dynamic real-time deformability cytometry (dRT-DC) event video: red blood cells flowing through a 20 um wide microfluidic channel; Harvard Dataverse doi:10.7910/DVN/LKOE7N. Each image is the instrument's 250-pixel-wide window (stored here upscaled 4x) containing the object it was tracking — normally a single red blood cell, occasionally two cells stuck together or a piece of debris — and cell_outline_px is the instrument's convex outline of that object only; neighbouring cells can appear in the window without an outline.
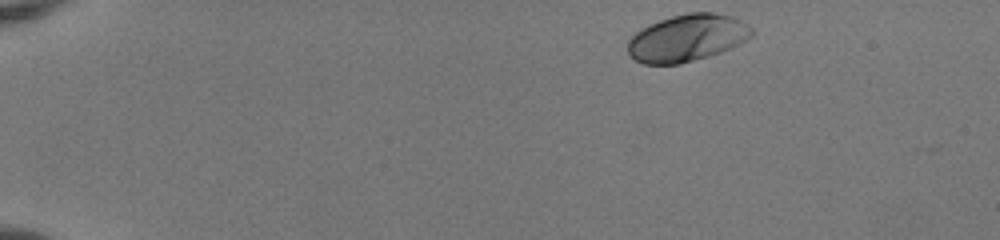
{"species": "human", "species_latin": "Homo sapiens", "temperature_condition": "room temperature", "stored_images_in_passage": 45, "camera_frame_rate_fps": 3000, "um_per_image_px": 0.085, "donor": {"sex": "female"}, "frame": {"image": 1, "passage_image": 1, "time_ms": 0.0, "image_size_px": [1000, 240], "cell_outline_px": [[756, 32], [752, 36], [720, 52], [708, 56], [680, 64], [644, 64], [628, 56], [628, 40], [636, 32], [660, 20], [672, 16], [688, 12], [712, 12], [732, 16], [752, 28]], "centroid_in_image_um": [58.39, 3.23], "position_along_channel_um": 26.6, "area_um2": 33.64}}
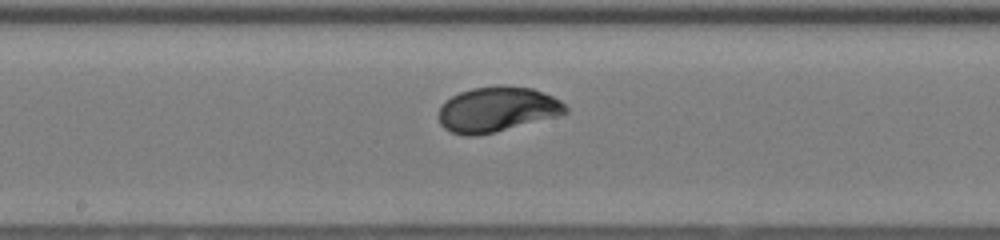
{"frame": {"image": 2, "passage_image": 23, "time_ms": 7.333, "image_size_px": [1000, 240], "cell_outline_px": [[568, 112], [556, 116], [496, 132], [476, 136], [464, 136], [452, 132], [444, 128], [440, 124], [440, 104], [444, 100], [460, 92], [472, 88], [500, 84], [508, 84], [532, 88], [552, 96], [560, 100], [568, 108]], "centroid_in_image_um": [42.23, 9.28], "position_along_channel_um": 206.0, "area_um2": 33.58}}
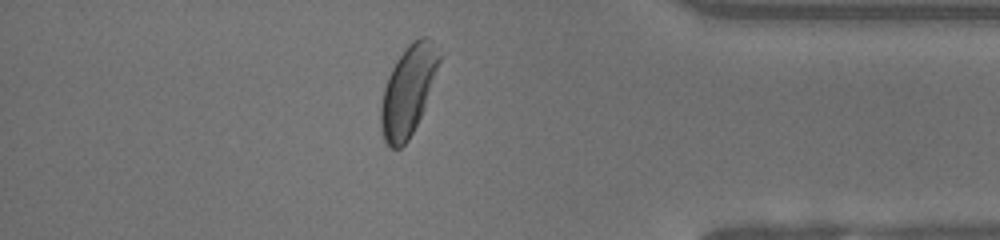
{"frame": {"image": 3, "passage_image": 39, "time_ms": 12.667, "image_size_px": [1000, 240], "cell_outline_px": [[440, 60], [420, 116], [408, 140], [400, 148], [392, 148], [384, 140], [380, 128], [380, 108], [384, 88], [388, 76], [396, 60], [408, 44], [412, 40], [420, 36], [428, 36], [440, 44]], "centroid_in_image_um": [34.69, 7.63], "position_along_channel_um": 400.5, "area_um2": 30.29}, "authors_computed_cell_mechanics": {"area_um2": 33.1194, "velocity_mm_per_s": 3.9915, "shape_relaxation_time_tau1_ms": 2.1199, "shape_relaxation_time_tau2_ms": null, "deformation_change_tau1": 0.1439, "deformation_change_tau2": null}}